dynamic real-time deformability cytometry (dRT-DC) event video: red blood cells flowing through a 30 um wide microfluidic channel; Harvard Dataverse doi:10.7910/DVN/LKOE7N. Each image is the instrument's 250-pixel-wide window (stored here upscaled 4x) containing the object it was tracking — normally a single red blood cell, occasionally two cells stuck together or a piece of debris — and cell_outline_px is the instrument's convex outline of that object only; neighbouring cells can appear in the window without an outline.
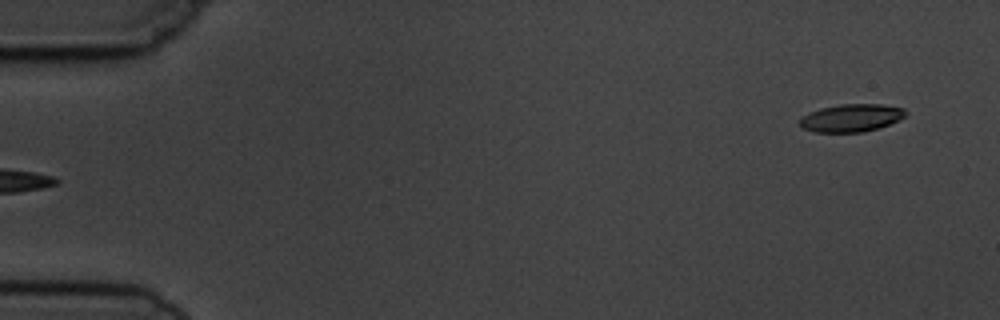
{"species": "common noctule bat (a hibernating species)", "species_latin": "Nyctalus noctula", "temperature_condition": "cold", "stored_images_in_passage": 5, "segment_of_instrument_passage": [2, 2], "camera_frame_rate_fps": 3000, "um_per_image_px": 0.085, "animal": {"sex": "male", "body_mass_g": 19.5, "forearm_length_mm": 54.6}, "frame": {"image": 1, "passage_image": 5, "time_ms": 4.667, "image_size_px": [1000, 320], "cell_outline_px": [[908, 112], [900, 120], [880, 128], [864, 132], [812, 132], [800, 128], [800, 120], [804, 116], [820, 108], [840, 104], [880, 104], [904, 108]], "centroid_in_image_um": [72.39, 10.03], "position_along_channel_um": 12.6, "area_um2": 17.22}}